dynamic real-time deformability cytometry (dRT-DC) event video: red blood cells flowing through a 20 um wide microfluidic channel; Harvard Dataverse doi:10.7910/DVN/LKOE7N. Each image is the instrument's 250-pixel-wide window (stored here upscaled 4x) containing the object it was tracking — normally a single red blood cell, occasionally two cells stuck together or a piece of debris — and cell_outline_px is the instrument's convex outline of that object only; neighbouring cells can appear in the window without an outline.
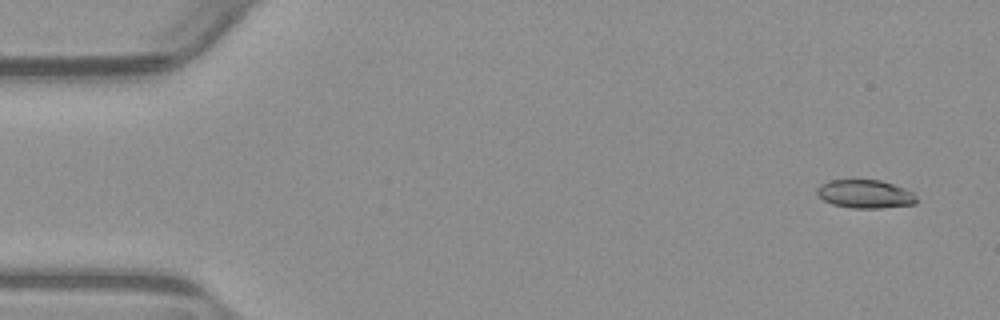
{"species": "common noctule bat (a hibernating species)", "species_latin": "Nyctalus noctula", "temperature_condition": "warm", "stored_images_in_passage": 54, "camera_frame_rate_fps": 3000, "um_per_image_px": 0.085, "animal": {"sex": "male", "body_mass_g": 23.1, "forearm_length_mm": 52.7}, "frame": {"image": 1, "passage_image": 3, "time_ms": 0.667, "image_size_px": [1000, 320], "cell_outline_px": [[920, 200], [916, 204], [880, 208], [852, 208], [832, 204], [816, 196], [816, 188], [820, 184], [828, 180], [880, 180], [904, 188], [912, 192]], "centroid_in_image_um": [73.52, 16.49], "position_along_channel_um": 11.5, "area_um2": 16.65}}
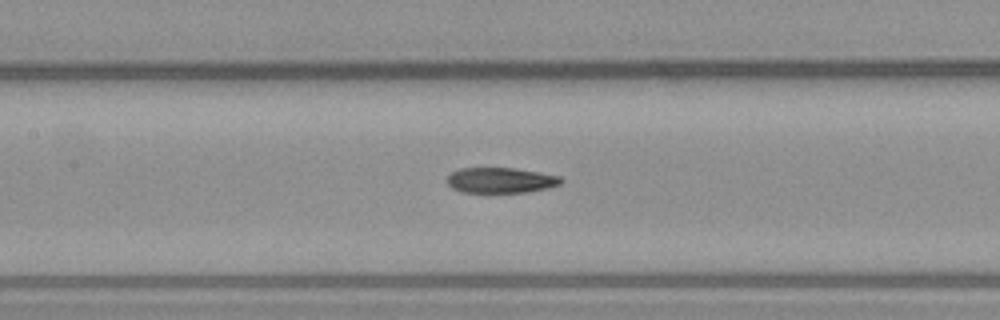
{"frame": {"image": 2, "passage_image": 25, "time_ms": 8.0, "image_size_px": [1000, 320], "cell_outline_px": [[564, 180], [560, 184], [548, 188], [528, 192], [488, 196], [460, 192], [452, 188], [448, 184], [448, 176], [452, 172], [460, 168], [516, 168], [560, 176]], "centroid_in_image_um": [42.53, 15.38], "position_along_channel_um": 164.9, "area_um2": 17.86}}
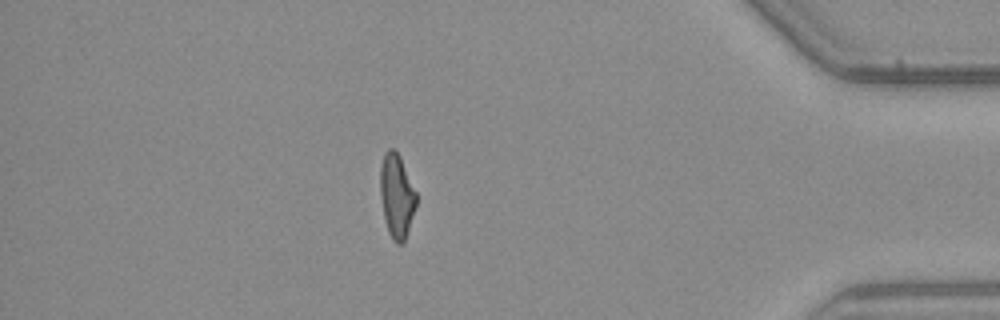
{"frame": {"image": 3, "passage_image": 47, "time_ms": 15.333, "image_size_px": [1000, 320], "cell_outline_px": [[416, 208], [404, 244], [396, 244], [392, 240], [388, 232], [384, 220], [380, 196], [380, 168], [384, 152], [388, 148], [392, 148], [400, 156], [416, 192]], "centroid_in_image_um": [33.71, 16.69], "position_along_channel_um": 401.5, "area_um2": 17.92}, "authors_computed_cell_mechanics": {"area_um2": 17.7735, "velocity_mm_per_s": 3.8393, "shape_relaxation_time_tau1_ms": null, "shape_relaxation_time_tau2_ms": 3.5867, "deformation_change_tau1": null, "deformation_change_tau2": 0.1248}}